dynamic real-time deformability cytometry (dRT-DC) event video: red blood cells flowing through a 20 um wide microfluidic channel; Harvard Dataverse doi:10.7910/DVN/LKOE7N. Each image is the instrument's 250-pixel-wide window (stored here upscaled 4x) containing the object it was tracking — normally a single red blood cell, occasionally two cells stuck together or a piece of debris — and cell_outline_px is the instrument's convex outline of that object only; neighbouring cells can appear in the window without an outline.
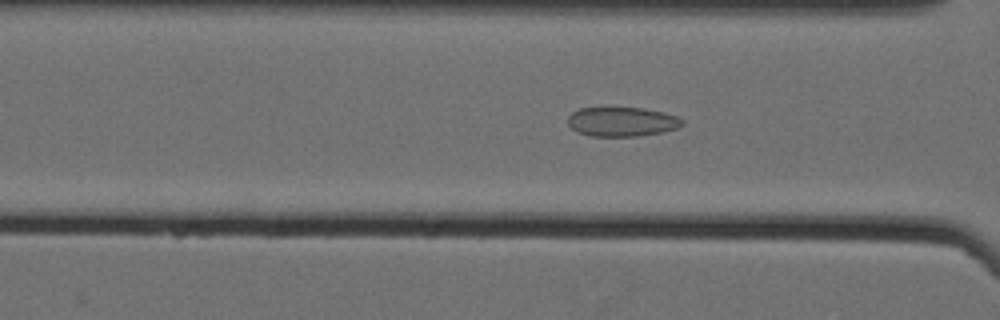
{"species": "Egyptian fruit bat (a non-hibernating species)", "species_latin": "Rousettus aegyptiacus", "temperature_condition": "cold", "stored_images_in_passage": 62, "camera_frame_rate_fps": 3000, "um_per_image_px": 0.085, "animal": {"sex": "female"}, "frame": {"image": 1, "passage_image": 29, "time_ms": 9.333, "image_size_px": [1000, 320], "cell_outline_px": [[684, 124], [676, 128], [664, 132], [636, 136], [592, 136], [576, 132], [568, 124], [568, 116], [572, 112], [580, 108], [608, 104], [644, 108], [664, 112], [676, 116], [684, 120]], "centroid_in_image_um": [52.83, 10.29], "position_along_channel_um": 113.8, "area_um2": 20.52}}
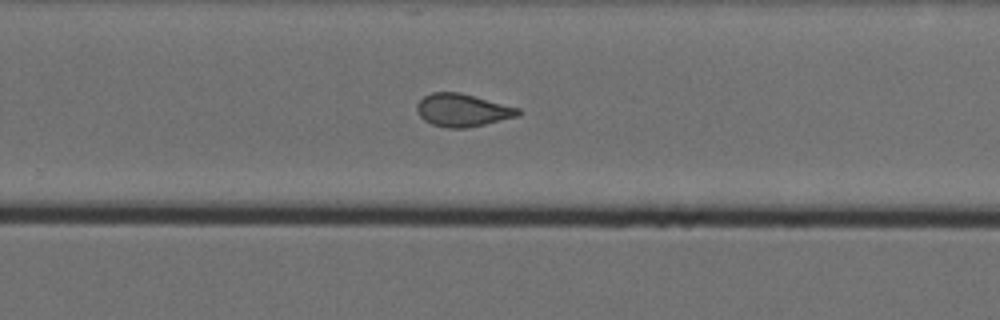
{"frame": {"image": 2, "passage_image": 44, "time_ms": 14.333, "image_size_px": [1000, 320], "cell_outline_px": [[524, 112], [520, 116], [484, 124], [464, 128], [448, 128], [432, 124], [424, 120], [416, 112], [416, 104], [424, 96], [432, 92], [460, 92], [520, 108]], "centroid_in_image_um": [39.33, 9.36], "position_along_channel_um": 290.5, "area_um2": 19.48}}
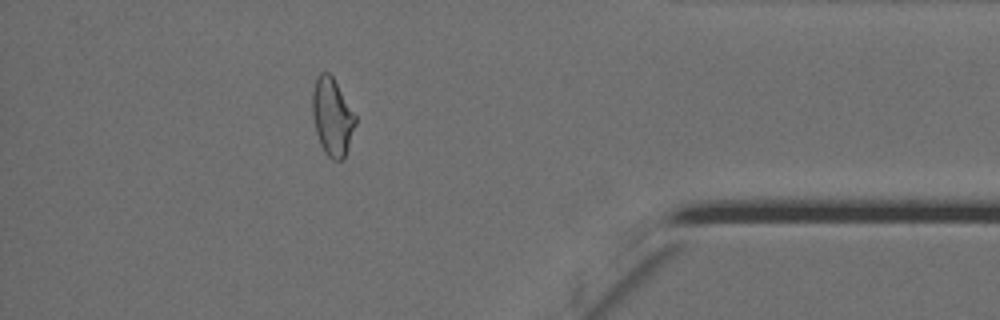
{"frame": {"image": 3, "passage_image": 56, "time_ms": 18.333, "image_size_px": [1000, 320], "cell_outline_px": [[356, 124], [344, 160], [332, 160], [324, 152], [320, 144], [316, 132], [312, 116], [312, 92], [316, 76], [320, 72], [328, 72], [332, 76], [356, 116]], "centroid_in_image_um": [28.22, 9.94], "position_along_channel_um": 407.0, "area_um2": 19.54}, "authors_computed_cell_mechanics": {"area_um2": 20.6057, "velocity_mm_per_s": 3.5398, "shape_relaxation_time_tau1_ms": null, "shape_relaxation_time_tau2_ms": 2.0961, "deformation_change_tau1": null, "deformation_change_tau2": 0.0766}}